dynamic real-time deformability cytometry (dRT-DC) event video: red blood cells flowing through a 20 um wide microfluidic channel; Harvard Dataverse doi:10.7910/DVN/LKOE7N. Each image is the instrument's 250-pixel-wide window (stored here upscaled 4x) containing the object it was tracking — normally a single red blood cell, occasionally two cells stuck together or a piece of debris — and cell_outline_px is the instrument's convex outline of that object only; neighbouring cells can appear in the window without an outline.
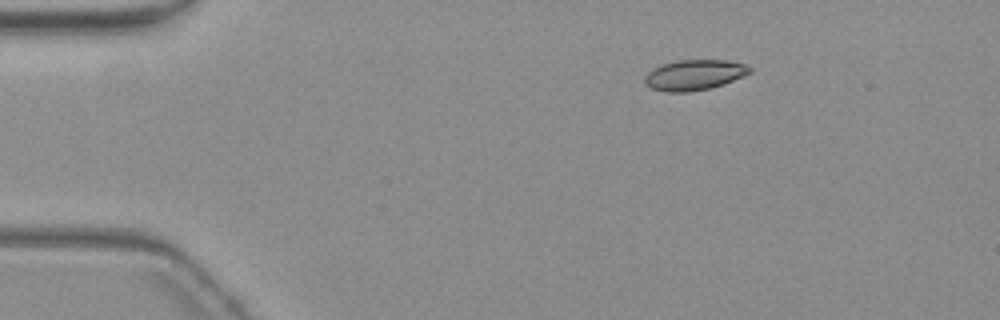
{"species": "common noctule bat (a hibernating species)", "species_latin": "Nyctalus noctula", "temperature_condition": "warm", "stored_images_in_passage": 49, "camera_frame_rate_fps": 3000, "um_per_image_px": 0.085, "animal": {"sex": "female", "body_mass_g": 19.3, "forearm_length_mm": 54.1}, "frame": {"image": 1, "passage_image": 2, "time_ms": 0.333, "image_size_px": [1000, 320], "cell_outline_px": [[752, 72], [744, 76], [724, 84], [712, 88], [688, 92], [668, 92], [652, 88], [644, 84], [644, 76], [652, 68], [676, 60], [728, 60], [748, 64], [752, 68]], "centroid_in_image_um": [59.05, 6.36], "position_along_channel_um": 26.0, "area_um2": 18.9}}
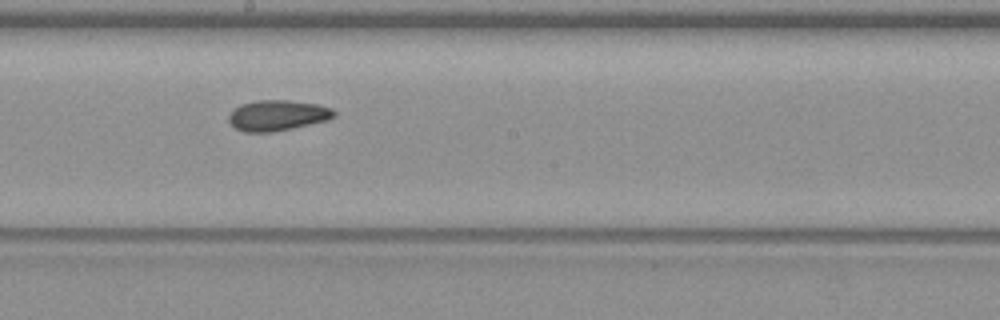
{"frame": {"image": 2, "passage_image": 24, "time_ms": 7.667, "image_size_px": [1000, 320], "cell_outline_px": [[336, 116], [328, 120], [292, 128], [272, 132], [244, 132], [236, 128], [228, 120], [228, 116], [240, 104], [256, 100], [288, 100], [320, 104], [332, 108], [336, 112]], "centroid_in_image_um": [23.62, 9.8], "position_along_channel_um": 224.6, "area_um2": 18.84}}
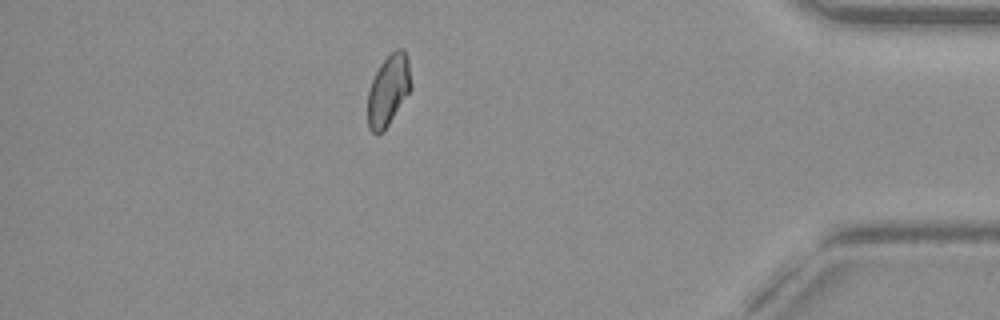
{"frame": {"image": 3, "passage_image": 42, "time_ms": 13.667, "image_size_px": [1000, 320], "cell_outline_px": [[412, 88], [384, 132], [376, 136], [368, 128], [368, 92], [372, 80], [380, 64], [396, 48], [404, 48], [408, 56], [412, 84]], "centroid_in_image_um": [33.03, 7.68], "position_along_channel_um": 402.2, "area_um2": 18.21}, "authors_computed_cell_mechanics": {"area_um2": 18.496, "velocity_mm_per_s": 3.6785, "shape_relaxation_time_tau1_ms": null, "shape_relaxation_time_tau2_ms": 2.1249, "deformation_change_tau1": null, "deformation_change_tau2": 0.0708}}